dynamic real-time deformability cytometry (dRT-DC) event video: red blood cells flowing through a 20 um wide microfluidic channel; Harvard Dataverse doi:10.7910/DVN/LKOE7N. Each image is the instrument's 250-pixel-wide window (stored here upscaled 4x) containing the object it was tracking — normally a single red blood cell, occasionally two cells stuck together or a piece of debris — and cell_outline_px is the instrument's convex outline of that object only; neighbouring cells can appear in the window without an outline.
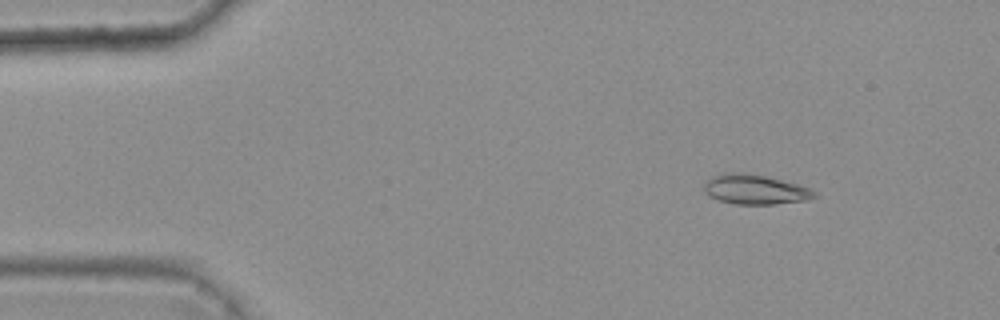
{"species": "common noctule bat (a hibernating species)", "species_latin": "Nyctalus noctula", "temperature_condition": "warm", "stored_images_in_passage": 4, "camera_frame_rate_fps": 3000, "um_per_image_px": 0.085, "animal": {"sex": "female", "body_mass_g": 25.1}, "frame": {"image": 1, "passage_image": 2, "time_ms": 0.333, "image_size_px": [1000, 320], "cell_outline_px": [[820, 196], [804, 200], [772, 204], [736, 204], [720, 200], [708, 196], [704, 192], [704, 184], [712, 176], [736, 172], [740, 172], [764, 176], [796, 184], [808, 188], [816, 192]], "centroid_in_image_um": [64.17, 16.11], "position_along_channel_um": 20.8, "area_um2": 18.73}}